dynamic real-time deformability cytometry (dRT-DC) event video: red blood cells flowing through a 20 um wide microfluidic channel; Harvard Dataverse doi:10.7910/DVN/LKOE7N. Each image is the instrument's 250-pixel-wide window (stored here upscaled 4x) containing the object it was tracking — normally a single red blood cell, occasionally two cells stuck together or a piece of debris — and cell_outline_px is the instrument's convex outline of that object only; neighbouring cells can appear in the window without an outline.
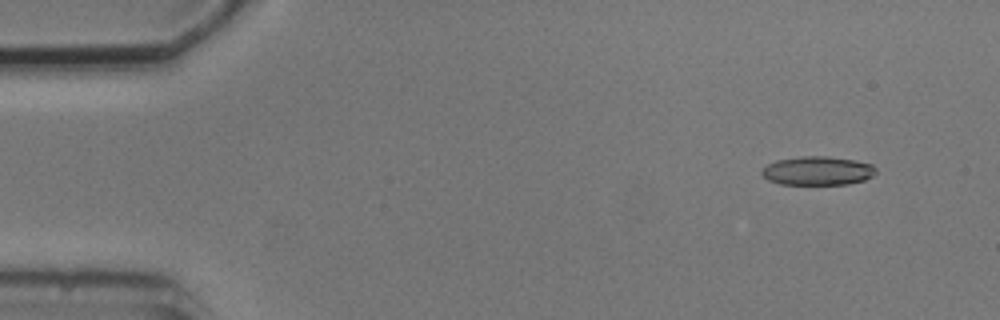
{"species": "common noctule bat (a hibernating species)", "species_latin": "Nyctalus noctula", "temperature_condition": "cold", "stored_images_in_passage": 2, "camera_frame_rate_fps": 3000, "um_per_image_px": 0.085, "animal": {"sex": "male", "body_mass_g": 20.5, "forearm_length_mm": 52.5}, "frame": {"image": 1, "passage_image": 1, "time_ms": 0.0, "image_size_px": [1000, 320], "cell_outline_px": [[876, 172], [872, 176], [864, 180], [848, 184], [780, 184], [768, 180], [760, 172], [768, 164], [776, 160], [804, 156], [828, 156], [856, 160], [872, 164], [876, 168]], "centroid_in_image_um": [69.52, 14.51], "position_along_channel_um": 15.5, "area_um2": 19.13}}